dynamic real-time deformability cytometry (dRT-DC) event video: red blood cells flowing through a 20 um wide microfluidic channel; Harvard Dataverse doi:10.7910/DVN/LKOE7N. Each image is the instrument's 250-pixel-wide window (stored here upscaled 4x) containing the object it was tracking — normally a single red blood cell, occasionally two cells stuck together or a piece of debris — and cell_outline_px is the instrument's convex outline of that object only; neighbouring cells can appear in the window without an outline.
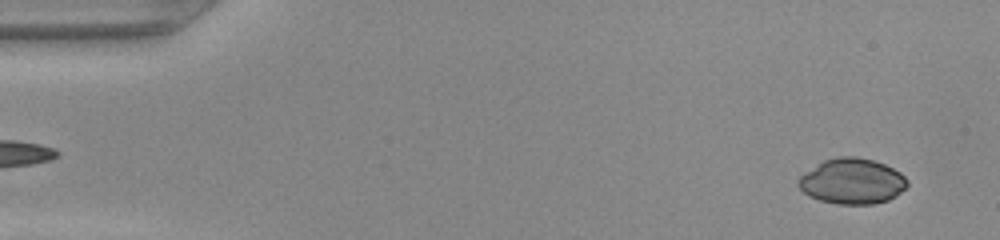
{"species": "common noctule bat (a hibernating species)", "species_latin": "Nyctalus noctula", "temperature_condition": "warm", "stored_images_in_passage": 48, "camera_frame_rate_fps": 3000, "um_per_image_px": 0.085, "animal": {"sex": "female", "body_mass_g": 22.0, "forearm_length_mm": 56.7}, "frame": {"image": 1, "passage_image": 2, "time_ms": 0.333, "image_size_px": [1000, 240], "cell_outline_px": [[908, 184], [896, 196], [888, 200], [872, 204], [836, 204], [820, 200], [808, 196], [796, 184], [796, 180], [804, 172], [824, 160], [836, 156], [856, 156], [872, 160], [884, 164], [900, 172], [908, 180]], "centroid_in_image_um": [72.4, 15.4], "position_along_channel_um": 12.6, "area_um2": 29.02}}
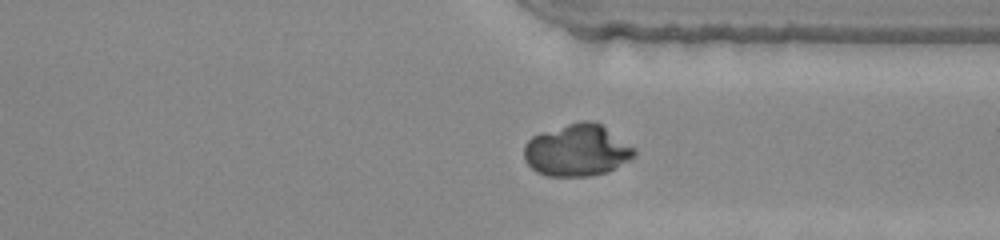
{"frame": {"image": 2, "passage_image": 36, "time_ms": 11.667, "image_size_px": [1000, 240], "cell_outline_px": [[636, 156], [616, 168], [608, 172], [588, 176], [548, 176], [536, 172], [524, 160], [524, 144], [532, 136], [540, 132], [568, 124], [584, 120], [592, 120], [600, 124], [636, 148]], "centroid_in_image_um": [49.05, 12.78], "position_along_channel_um": 362.3, "area_um2": 33.52}}
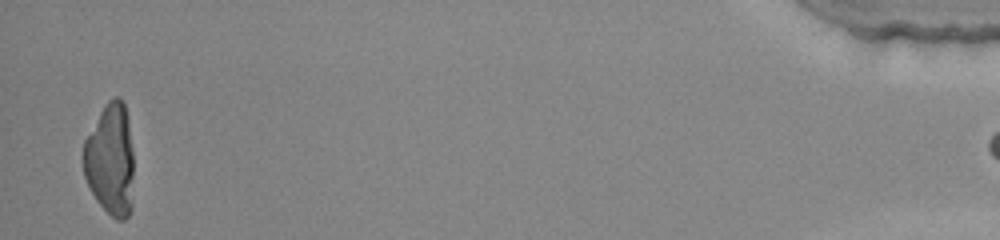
{"frame": {"image": 3, "passage_image": 47, "time_ms": 15.333, "image_size_px": [1000, 240], "cell_outline_px": [[132, 208], [128, 216], [124, 220], [116, 220], [96, 200], [84, 176], [80, 156], [84, 140], [104, 104], [108, 100], [116, 96], [120, 96], [124, 104], [128, 120], [132, 148]], "centroid_in_image_um": [9.35, 13.55], "position_along_channel_um": 425.8, "area_um2": 33.29}}